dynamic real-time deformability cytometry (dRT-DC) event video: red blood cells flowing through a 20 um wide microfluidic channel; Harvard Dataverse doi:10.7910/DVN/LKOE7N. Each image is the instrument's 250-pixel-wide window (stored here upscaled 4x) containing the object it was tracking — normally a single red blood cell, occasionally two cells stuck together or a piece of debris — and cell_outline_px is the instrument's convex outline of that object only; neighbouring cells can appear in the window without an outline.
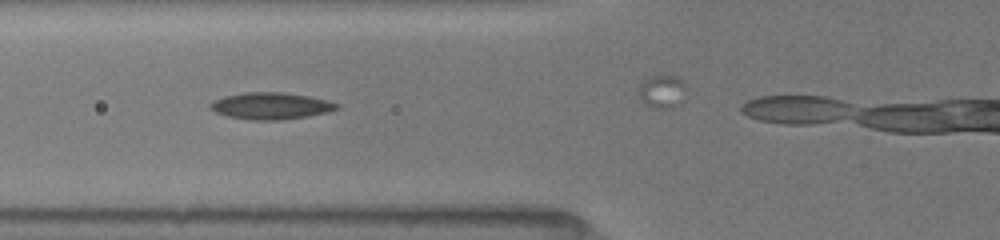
{"species": "common noctule bat (a hibernating species)", "species_latin": "Nyctalus noctula", "temperature_condition": "room temperature", "stored_images_in_passage": 23, "segment_of_instrument_passage": [1, 2], "camera_frame_rate_fps": 3000, "um_per_image_px": 0.085, "animal": {"sex": "female", "body_mass_g": 19.5, "forearm_length_mm": 54.1}, "frame": {"image": 1, "passage_image": 8, "time_ms": 2.667, "image_size_px": [1000, 240], "cell_outline_px": [[340, 108], [328, 112], [308, 116], [280, 120], [252, 120], [228, 116], [216, 112], [208, 108], [208, 104], [224, 96], [244, 92], [284, 92], [308, 96], [328, 100], [340, 104]], "centroid_in_image_um": [23.04, 9.0], "position_along_channel_um": 102.8, "area_um2": 19.83}}
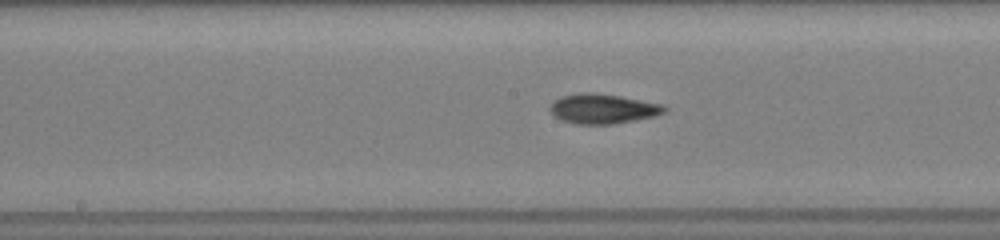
{"frame": {"image": 2, "passage_image": 14, "time_ms": 5.0, "image_size_px": [1000, 240], "cell_outline_px": [[668, 108], [664, 112], [656, 116], [636, 120], [612, 124], [576, 124], [564, 120], [556, 116], [548, 108], [560, 96], [580, 92], [592, 92], [620, 96], [664, 104]], "centroid_in_image_um": [51.28, 9.23], "position_along_channel_um": 196.9, "area_um2": 19.83}}
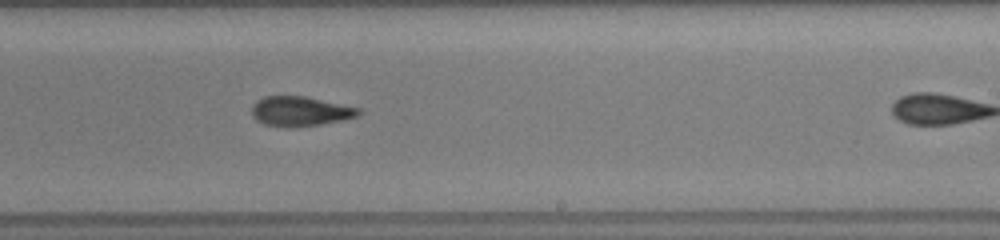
{"frame": {"image": 3, "passage_image": 19, "time_ms": 6.667, "image_size_px": [1000, 240], "cell_outline_px": [[360, 112], [356, 116], [340, 120], [320, 124], [288, 128], [264, 124], [256, 120], [252, 116], [252, 104], [256, 100], [264, 96], [304, 96], [360, 108]], "centroid_in_image_um": [25.45, 9.46], "position_along_channel_um": 263.6, "area_um2": 18.38}}